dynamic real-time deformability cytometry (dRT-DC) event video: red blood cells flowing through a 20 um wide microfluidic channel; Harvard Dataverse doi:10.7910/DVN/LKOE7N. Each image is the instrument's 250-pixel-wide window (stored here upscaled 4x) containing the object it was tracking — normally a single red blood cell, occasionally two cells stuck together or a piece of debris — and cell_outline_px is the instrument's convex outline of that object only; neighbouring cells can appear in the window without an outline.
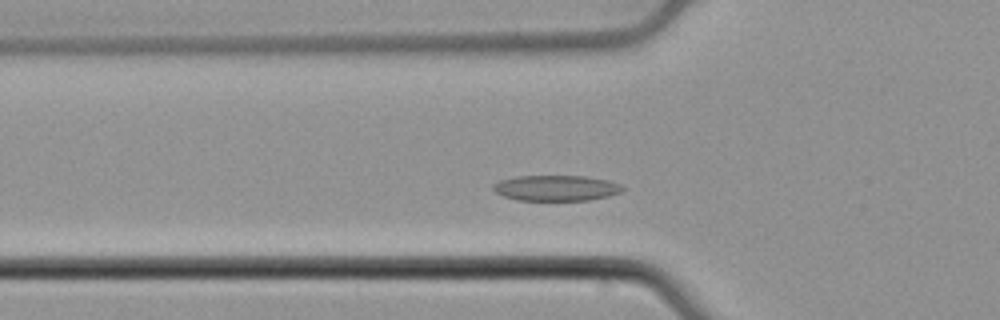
{"species": "common noctule bat (a hibernating species)", "species_latin": "Nyctalus noctula", "temperature_condition": "cold", "stored_images_in_passage": 43, "camera_frame_rate_fps": 3000, "um_per_image_px": 0.085, "animal": {"sex": "male", "body_mass_g": 21.5, "forearm_length_mm": 52.0}, "frame": {"image": 1, "passage_image": 6, "time_ms": 1.667, "image_size_px": [1000, 320], "cell_outline_px": [[624, 188], [620, 192], [608, 196], [588, 200], [516, 200], [504, 196], [496, 192], [492, 188], [492, 184], [500, 180], [516, 176], [584, 176], [608, 180], [620, 184]], "centroid_in_image_um": [47.25, 15.98], "position_along_channel_um": 78.6, "area_um2": 19.25}}
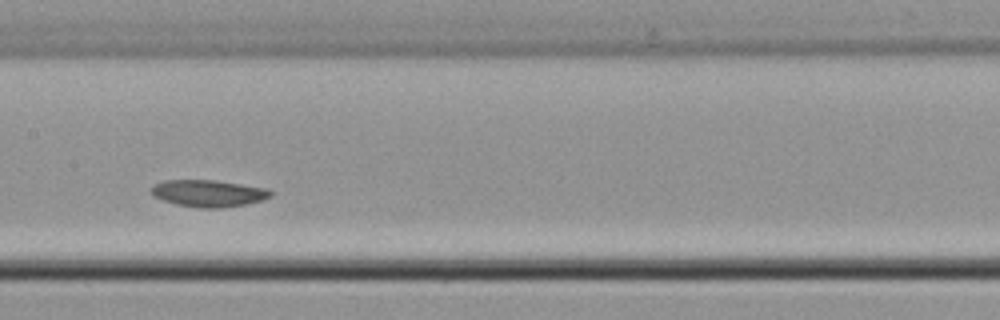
{"frame": {"image": 2, "passage_image": 15, "time_ms": 4.667, "image_size_px": [1000, 320], "cell_outline_px": [[272, 196], [264, 200], [224, 208], [200, 208], [176, 204], [152, 196], [152, 184], [164, 180], [216, 180], [268, 188], [272, 192]], "centroid_in_image_um": [17.73, 16.43], "position_along_channel_um": 189.7, "area_um2": 18.84}}
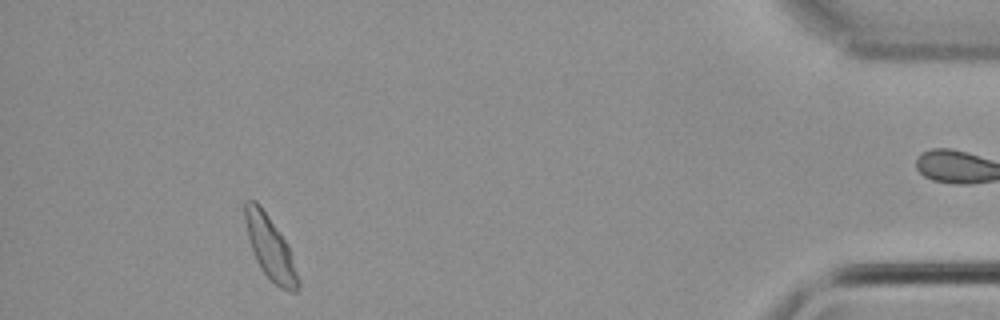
{"frame": {"image": 3, "passage_image": 38, "time_ms": 12.333, "image_size_px": [1000, 320], "cell_outline_px": [[300, 284], [296, 292], [288, 292], [280, 288], [260, 268], [252, 252], [244, 220], [244, 200], [256, 200], [260, 204], [288, 244], [300, 280]], "centroid_in_image_um": [22.97, 21.05], "position_along_channel_um": 412.2, "area_um2": 19.59}}